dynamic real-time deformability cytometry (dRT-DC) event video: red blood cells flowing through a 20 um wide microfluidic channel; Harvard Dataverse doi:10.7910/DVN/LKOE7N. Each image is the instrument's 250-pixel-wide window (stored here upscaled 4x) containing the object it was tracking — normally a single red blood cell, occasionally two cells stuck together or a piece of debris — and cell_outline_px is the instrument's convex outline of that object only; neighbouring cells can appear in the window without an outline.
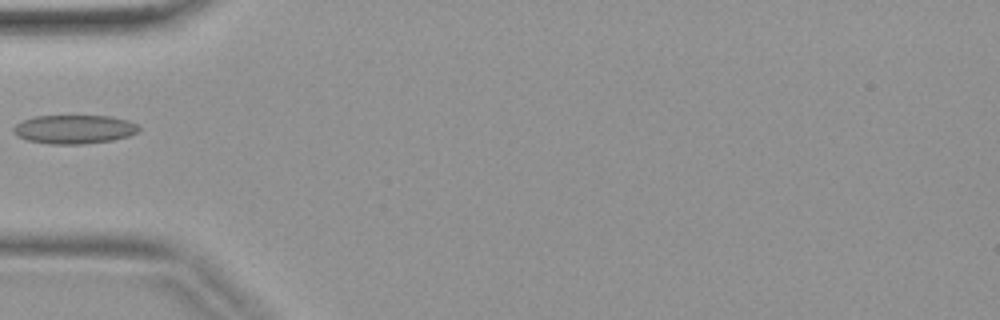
{"species": "common noctule bat (a hibernating species)", "species_latin": "Nyctalus noctula", "temperature_condition": "warm", "stored_images_in_passage": 4, "camera_frame_rate_fps": 3000, "um_per_image_px": 0.085, "animal": {"sex": "female", "body_mass_g": 19.9}, "frame": {"image": 1, "passage_image": 4, "time_ms": 1.0, "image_size_px": [1000, 320], "cell_outline_px": [[140, 128], [136, 132], [128, 136], [112, 140], [84, 144], [48, 144], [28, 140], [16, 136], [12, 132], [12, 128], [16, 124], [32, 116], [112, 116], [128, 120], [136, 124]], "centroid_in_image_um": [6.27, 10.99], "position_along_channel_um": 78.7, "area_um2": 21.1}}